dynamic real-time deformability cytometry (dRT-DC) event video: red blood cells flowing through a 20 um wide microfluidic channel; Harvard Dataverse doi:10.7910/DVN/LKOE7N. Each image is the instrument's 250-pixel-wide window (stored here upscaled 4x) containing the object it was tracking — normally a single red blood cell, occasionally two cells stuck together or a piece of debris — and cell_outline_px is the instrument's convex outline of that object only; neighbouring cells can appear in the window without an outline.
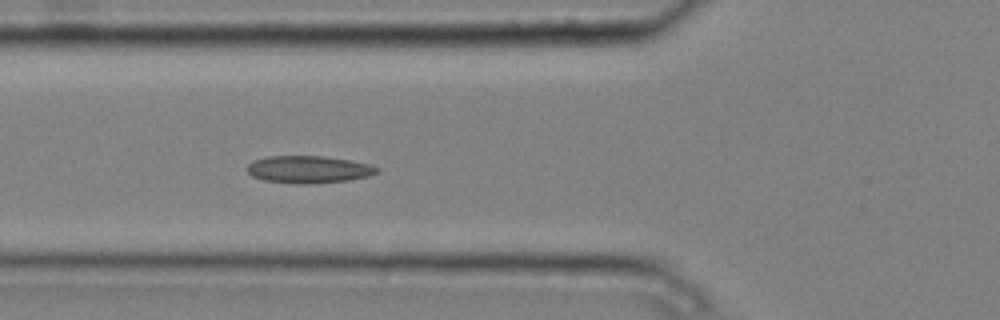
{"species": "common noctule bat (a hibernating species)", "species_latin": "Nyctalus noctula", "temperature_condition": "cold", "stored_images_in_passage": 5, "camera_frame_rate_fps": 3000, "um_per_image_px": 0.085, "animal": {"sex": "male", "body_mass_g": 20.4}, "frame": {"image": 1, "passage_image": 5, "time_ms": 1.333, "image_size_px": [1000, 320], "cell_outline_px": [[380, 172], [368, 176], [348, 180], [312, 184], [296, 184], [264, 180], [252, 176], [244, 168], [252, 160], [268, 156], [324, 156], [348, 160], [368, 164], [380, 168]], "centroid_in_image_um": [26.2, 14.4], "position_along_channel_um": 99.6, "area_um2": 20.81}}